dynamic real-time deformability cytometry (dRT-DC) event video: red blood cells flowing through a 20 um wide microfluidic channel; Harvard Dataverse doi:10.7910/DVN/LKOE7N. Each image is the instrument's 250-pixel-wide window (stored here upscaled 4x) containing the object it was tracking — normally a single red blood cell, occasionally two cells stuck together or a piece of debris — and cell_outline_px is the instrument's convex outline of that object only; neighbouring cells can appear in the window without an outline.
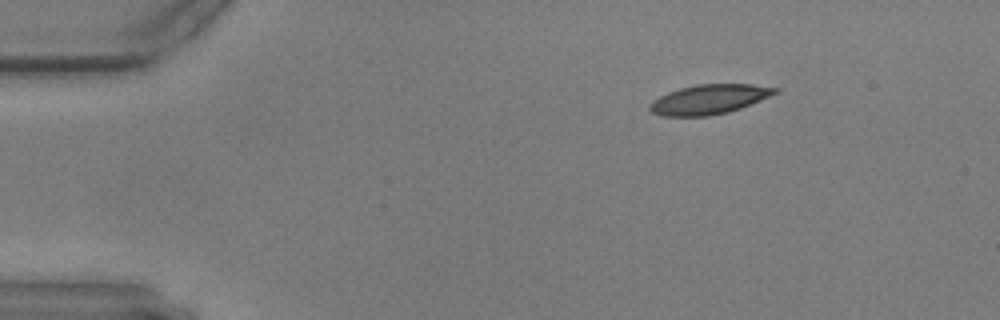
{"species": "common noctule bat (a hibernating species)", "species_latin": "Nyctalus noctula", "temperature_condition": "warm", "stored_images_in_passage": 50, "camera_frame_rate_fps": 3000, "um_per_image_px": 0.085, "animal": {"sex": "male", "body_mass_g": 17.9, "forearm_length_mm": 54.2}, "frame": {"image": 1, "passage_image": 1, "time_ms": 0.0, "image_size_px": [1000, 320], "cell_outline_px": [[780, 92], [740, 108], [728, 112], [708, 116], [660, 116], [652, 112], [648, 108], [648, 104], [652, 100], [668, 92], [680, 88], [696, 84], [752, 84], [780, 88]], "centroid_in_image_um": [60.26, 8.44], "position_along_channel_um": 24.7, "area_um2": 21.73}}
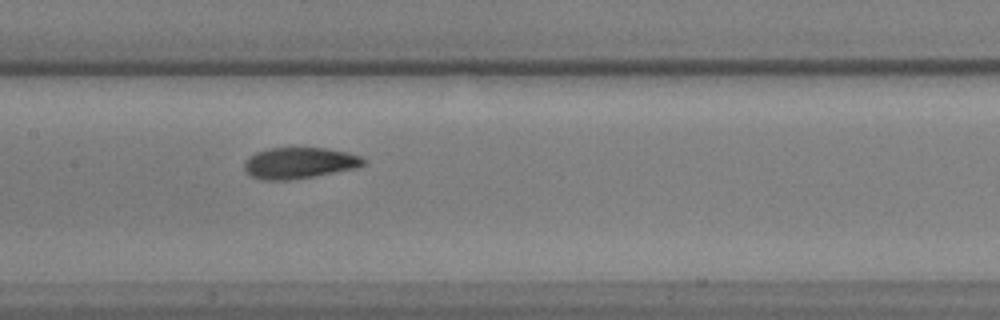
{"frame": {"image": 2, "passage_image": 21, "time_ms": 6.667, "image_size_px": [1000, 320], "cell_outline_px": [[364, 164], [356, 168], [316, 176], [288, 180], [260, 180], [244, 172], [244, 160], [248, 156], [256, 152], [268, 148], [324, 148], [348, 152], [360, 156], [364, 160]], "centroid_in_image_um": [25.39, 13.86], "position_along_channel_um": 182.0, "area_um2": 21.79}}
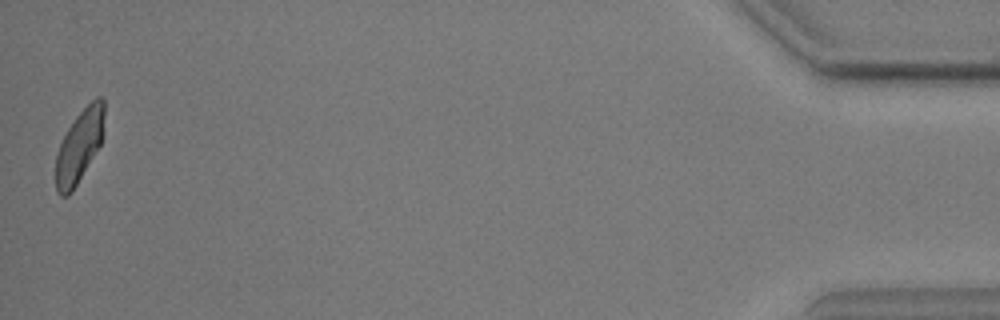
{"frame": {"image": 3, "passage_image": 50, "time_ms": 16.333, "image_size_px": [1000, 320], "cell_outline_px": [[104, 136], [100, 144], [72, 192], [68, 196], [60, 196], [56, 192], [56, 156], [60, 144], [68, 128], [76, 116], [96, 96], [104, 96]], "centroid_in_image_um": [6.76, 12.4], "position_along_channel_um": 428.4, "area_um2": 20.46}}